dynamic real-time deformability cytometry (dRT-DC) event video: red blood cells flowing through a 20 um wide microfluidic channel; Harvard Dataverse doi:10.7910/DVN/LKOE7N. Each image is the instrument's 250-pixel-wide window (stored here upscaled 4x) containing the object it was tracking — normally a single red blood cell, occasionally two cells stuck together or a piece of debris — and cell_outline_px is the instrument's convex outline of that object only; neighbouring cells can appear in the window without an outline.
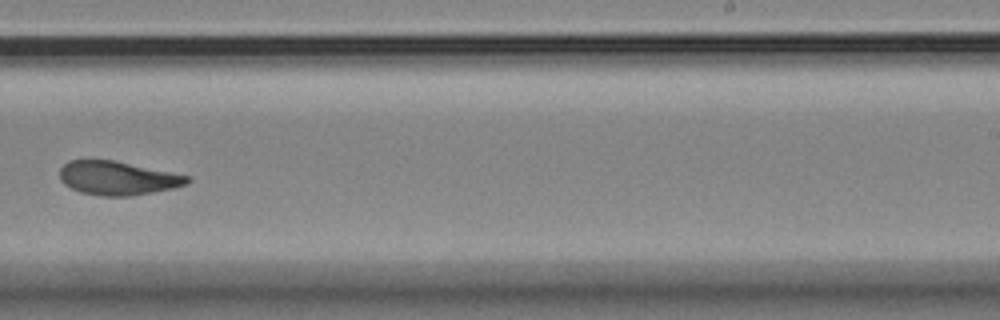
{"species": "Egyptian fruit bat (a non-hibernating species)", "species_latin": "Rousettus aegyptiacus", "temperature_condition": "room temperature", "stored_images_in_passage": 16, "camera_frame_rate_fps": 3000, "um_per_image_px": 0.085, "animal": {"sex": "female"}, "frame": {"image": 1, "passage_image": 10, "time_ms": 11.0, "image_size_px": [1000, 320], "cell_outline_px": [[192, 180], [188, 184], [172, 188], [152, 192], [128, 196], [100, 196], [80, 192], [64, 184], [60, 180], [60, 168], [68, 160], [112, 160], [192, 176]], "centroid_in_image_um": [10.01, 15.14], "position_along_channel_um": 279.0, "area_um2": 25.09}}
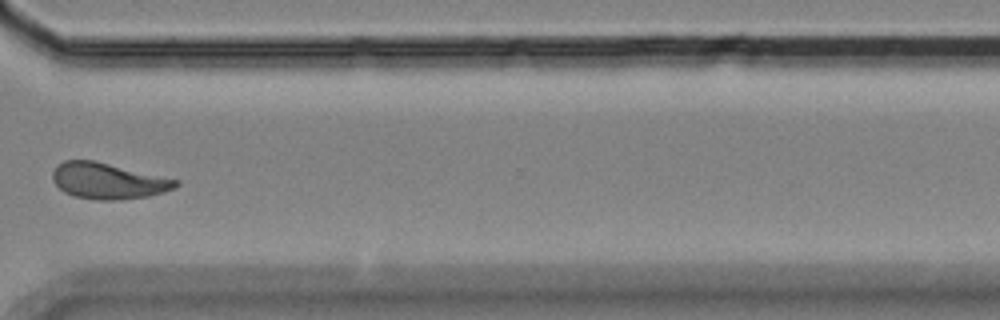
{"frame": {"image": 2, "passage_image": 12, "time_ms": 13.333, "image_size_px": [1000, 320], "cell_outline_px": [[180, 184], [176, 188], [164, 192], [148, 196], [120, 200], [96, 200], [72, 196], [64, 192], [52, 180], [52, 172], [56, 164], [64, 160], [92, 160], [180, 180]], "centroid_in_image_um": [9.18, 15.38], "position_along_channel_um": 361.4, "area_um2": 26.01}, "authors_computed_cell_mechanics": {"area_um2": 25.5187, "velocity_mm_per_s": 3.5293, "shape_relaxation_time_tau1_ms": 9.3729, "shape_relaxation_time_tau2_ms": 2.5849, "deformation_change_tau1": 0.2277, "deformation_change_tau2": 0.0679}}